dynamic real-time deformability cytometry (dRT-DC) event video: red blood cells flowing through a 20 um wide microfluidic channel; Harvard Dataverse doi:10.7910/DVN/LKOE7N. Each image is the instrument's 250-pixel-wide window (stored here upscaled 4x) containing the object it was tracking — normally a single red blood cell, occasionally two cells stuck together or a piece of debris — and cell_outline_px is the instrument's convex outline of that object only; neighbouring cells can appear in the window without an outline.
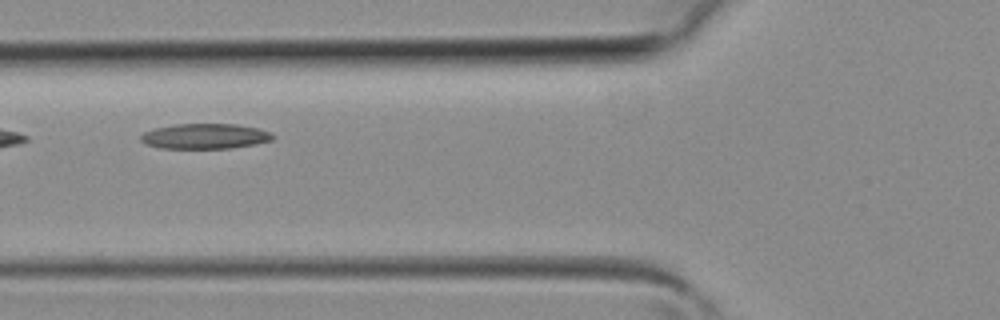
{"species": "common noctule bat (a hibernating species)", "species_latin": "Nyctalus noctula", "temperature_condition": "room temperature", "stored_images_in_passage": 8, "camera_frame_rate_fps": 3000, "um_per_image_px": 0.085, "animal": {"sex": "female", "body_mass_g": 19.3, "forearm_length_mm": 54.1}, "frame": {"image": 1, "passage_image": 3, "time_ms": 0.667, "image_size_px": [1000, 320], "cell_outline_px": [[276, 136], [272, 140], [256, 144], [232, 148], [160, 148], [144, 144], [140, 140], [140, 136], [144, 132], [156, 128], [172, 124], [236, 124], [260, 128], [272, 132]], "centroid_in_image_um": [17.46, 11.58], "position_along_channel_um": 108.3, "area_um2": 19.65}}
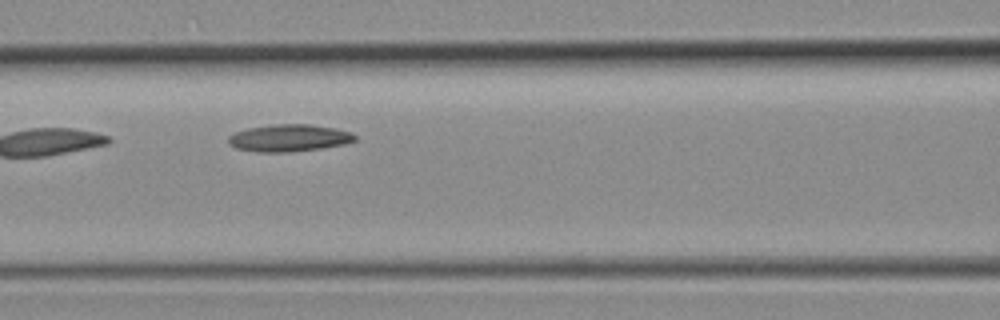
{"frame": {"image": 2, "passage_image": 5, "time_ms": 1.333, "image_size_px": [1000, 320], "cell_outline_px": [[356, 140], [344, 144], [320, 148], [288, 152], [256, 152], [236, 148], [228, 144], [228, 136], [236, 132], [248, 128], [276, 124], [308, 124], [336, 128], [352, 132], [356, 136]], "centroid_in_image_um": [24.57, 11.73], "position_along_channel_um": 142.0, "area_um2": 20.0}}